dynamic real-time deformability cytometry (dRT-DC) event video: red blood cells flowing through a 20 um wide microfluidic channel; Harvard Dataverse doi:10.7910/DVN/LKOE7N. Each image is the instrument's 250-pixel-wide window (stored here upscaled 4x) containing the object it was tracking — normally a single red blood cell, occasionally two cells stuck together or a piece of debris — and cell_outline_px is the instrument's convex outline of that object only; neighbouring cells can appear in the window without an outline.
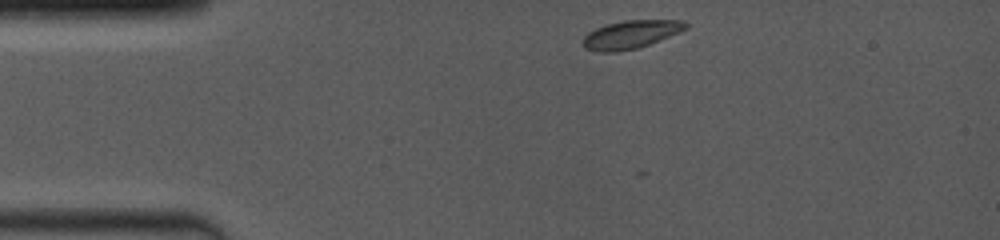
{"species": "common noctule bat (a hibernating species)", "species_latin": "Nyctalus noctula", "temperature_condition": "room temperature", "stored_images_in_passage": 43, "camera_frame_rate_fps": 4000, "um_per_image_px": 0.085, "animal": {"sex": "female", "body_mass_g": 19.0, "forearm_length_mm": 53.3}, "frame": {"image": 1, "passage_image": 1, "time_ms": 0.0, "image_size_px": [1000, 240], "cell_outline_px": [[688, 28], [680, 32], [648, 44], [636, 48], [616, 52], [600, 52], [584, 48], [584, 36], [588, 32], [596, 28], [608, 24], [624, 20], [684, 20], [688, 24]], "centroid_in_image_um": [53.63, 2.92], "position_along_channel_um": 31.4, "area_um2": 16.7}}
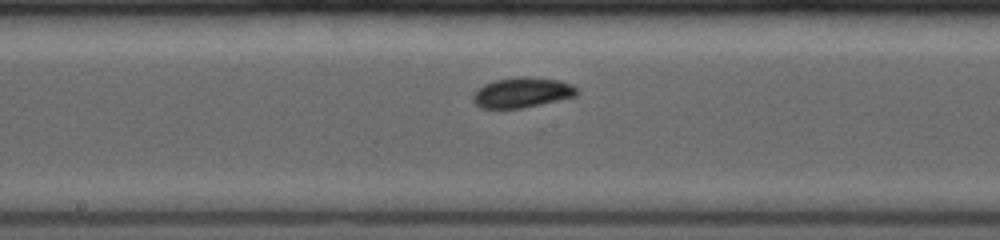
{"frame": {"image": 2, "passage_image": 23, "time_ms": 5.5, "image_size_px": [1000, 240], "cell_outline_px": [[580, 92], [576, 96], [524, 108], [480, 108], [472, 100], [472, 96], [476, 88], [484, 84], [496, 80], [524, 76], [560, 80], [572, 84]], "centroid_in_image_um": [44.38, 7.87], "position_along_channel_um": 203.8, "area_um2": 18.38}}
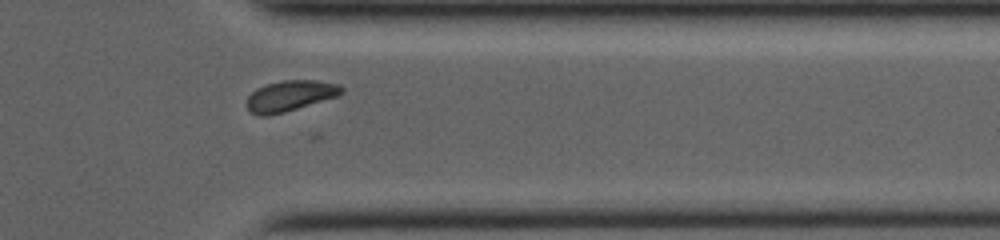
{"frame": {"image": 3, "passage_image": 38, "time_ms": 9.25, "image_size_px": [1000, 240], "cell_outline_px": [[344, 92], [340, 96], [284, 112], [268, 116], [260, 116], [248, 112], [248, 96], [256, 88], [280, 80], [316, 80], [340, 84], [344, 88]], "centroid_in_image_um": [24.7, 8.14], "position_along_channel_um": 386.7, "area_um2": 17.17}, "authors_computed_cell_mechanics": {"area_um2": 17.1666, "velocity_mm_per_s": 4.0324, "shape_relaxation_time_tau1_ms": 2.1858, "shape_relaxation_time_tau2_ms": 9.123, "deformation_change_tau1": 0.079, "deformation_change_tau2": 0.0804}}